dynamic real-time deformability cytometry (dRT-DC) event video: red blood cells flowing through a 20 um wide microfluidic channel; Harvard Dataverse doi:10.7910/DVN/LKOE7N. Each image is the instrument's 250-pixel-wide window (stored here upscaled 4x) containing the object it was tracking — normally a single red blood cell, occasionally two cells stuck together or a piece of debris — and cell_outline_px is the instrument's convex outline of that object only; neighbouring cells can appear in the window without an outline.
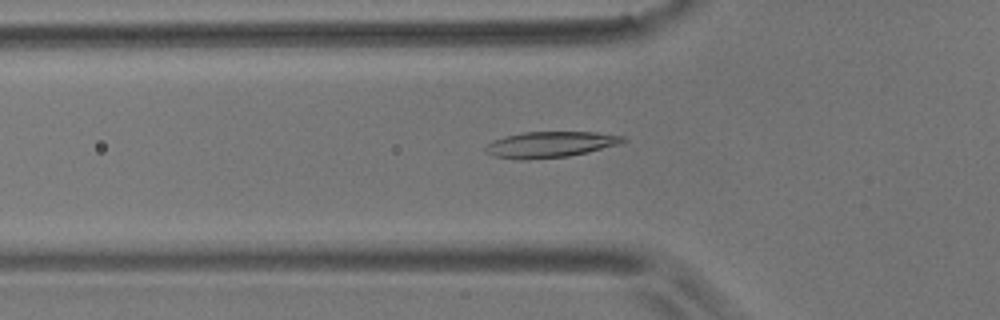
{"species": "common noctule bat (a hibernating species)", "species_latin": "Nyctalus noctula", "temperature_condition": "room temperature", "stored_images_in_passage": 44, "camera_frame_rate_fps": 3000, "um_per_image_px": 0.085, "animal": {"sex": "male", "body_mass_g": 17.9}, "frame": {"image": 1, "passage_image": 13, "time_ms": 4.0, "image_size_px": [1000, 320], "cell_outline_px": [[628, 140], [620, 144], [588, 152], [568, 156], [524, 160], [520, 160], [496, 156], [484, 152], [484, 148], [492, 140], [504, 136], [524, 132], [596, 132], [624, 136]], "centroid_in_image_um": [46.77, 12.28], "position_along_channel_um": 79.0, "area_um2": 20.87}}
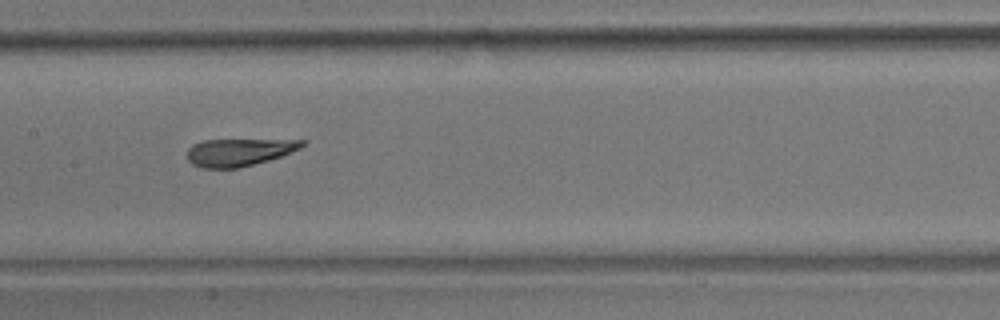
{"frame": {"image": 2, "passage_image": 22, "time_ms": 7.0, "image_size_px": [1000, 320], "cell_outline_px": [[308, 140], [300, 148], [280, 156], [268, 160], [236, 168], [204, 168], [192, 164], [188, 160], [188, 148], [192, 144], [204, 140]], "centroid_in_image_um": [20.28, 12.93], "position_along_channel_um": 187.1, "area_um2": 18.09}}
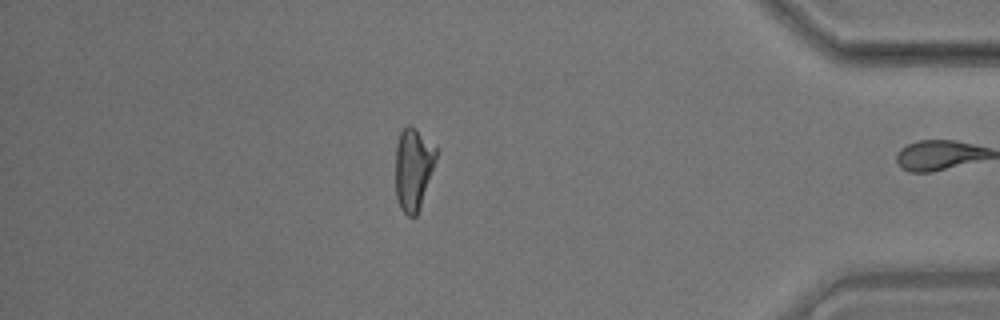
{"frame": {"image": 3, "passage_image": 43, "time_ms": 14.0, "image_size_px": [1000, 320], "cell_outline_px": [[440, 148], [436, 160], [416, 216], [408, 216], [400, 208], [396, 196], [396, 144], [400, 132], [408, 124], [412, 124], [436, 144]], "centroid_in_image_um": [35.15, 14.25], "position_along_channel_um": 400.1, "area_um2": 19.77}, "authors_computed_cell_mechanics": {"area_um2": 19.8832, "velocity_mm_per_s": 3.5694, "shape_relaxation_time_tau1_ms": 3.9999, "shape_relaxation_time_tau2_ms": 1.2054, "deformation_change_tau1": 0.1313, "deformation_change_tau2": 0.0727}}